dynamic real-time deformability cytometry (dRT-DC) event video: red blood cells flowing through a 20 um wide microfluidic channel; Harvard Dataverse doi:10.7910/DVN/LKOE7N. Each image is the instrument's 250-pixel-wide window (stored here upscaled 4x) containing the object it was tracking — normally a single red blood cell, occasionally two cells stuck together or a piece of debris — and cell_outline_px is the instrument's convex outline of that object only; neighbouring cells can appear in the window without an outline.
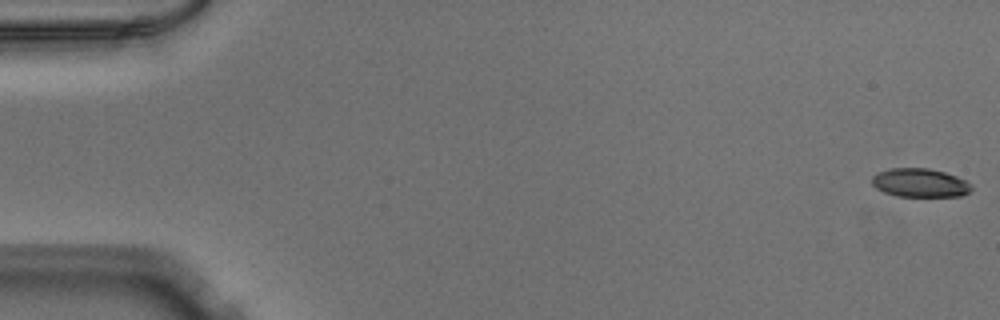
{"species": "Egyptian fruit bat (a non-hibernating species)", "species_latin": "Rousettus aegyptiacus", "temperature_condition": "warm", "stored_images_in_passage": 47, "camera_frame_rate_fps": 3000, "um_per_image_px": 0.085, "animal": {"sex": "male"}, "frame": {"image": 1, "passage_image": 1, "time_ms": 0.0, "image_size_px": [1000, 320], "cell_outline_px": [[972, 188], [968, 192], [960, 196], [896, 196], [884, 192], [876, 188], [872, 184], [872, 176], [876, 172], [888, 168], [928, 168], [944, 172], [956, 176], [972, 184]], "centroid_in_image_um": [78.16, 15.53], "position_along_channel_um": 6.8, "area_um2": 16.65}}
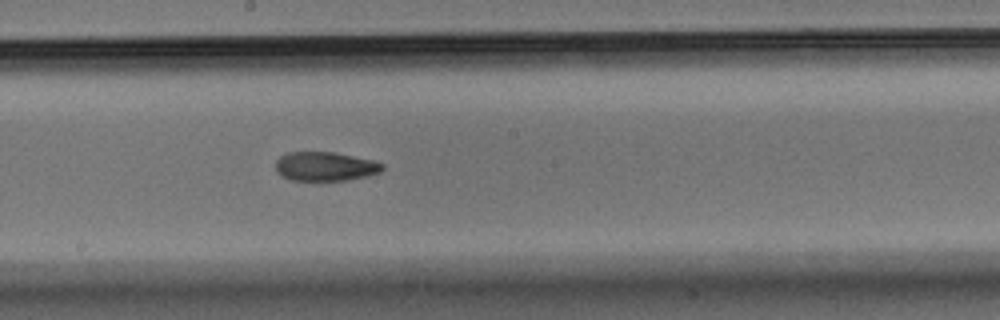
{"frame": {"image": 2, "passage_image": 29, "time_ms": 9.333, "image_size_px": [1000, 320], "cell_outline_px": [[384, 168], [380, 172], [368, 176], [348, 180], [316, 184], [292, 180], [276, 172], [276, 160], [280, 156], [288, 152], [336, 152], [372, 160], [384, 164]], "centroid_in_image_um": [27.63, 14.19], "position_along_channel_um": 220.6, "area_um2": 18.9}}
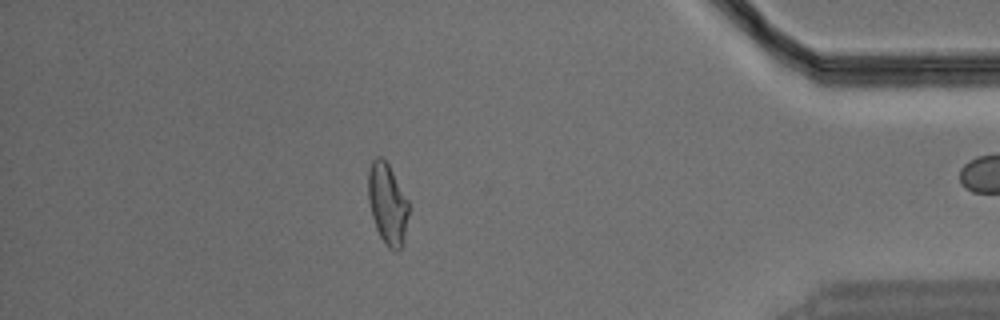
{"frame": {"image": 3, "passage_image": 46, "time_ms": 15.0, "image_size_px": [1000, 320], "cell_outline_px": [[408, 216], [404, 240], [400, 248], [396, 252], [388, 248], [380, 236], [376, 228], [372, 216], [368, 200], [368, 172], [372, 160], [376, 156], [380, 156], [388, 164], [408, 200]], "centroid_in_image_um": [32.92, 17.34], "position_along_channel_um": 402.3, "area_um2": 19.02}}